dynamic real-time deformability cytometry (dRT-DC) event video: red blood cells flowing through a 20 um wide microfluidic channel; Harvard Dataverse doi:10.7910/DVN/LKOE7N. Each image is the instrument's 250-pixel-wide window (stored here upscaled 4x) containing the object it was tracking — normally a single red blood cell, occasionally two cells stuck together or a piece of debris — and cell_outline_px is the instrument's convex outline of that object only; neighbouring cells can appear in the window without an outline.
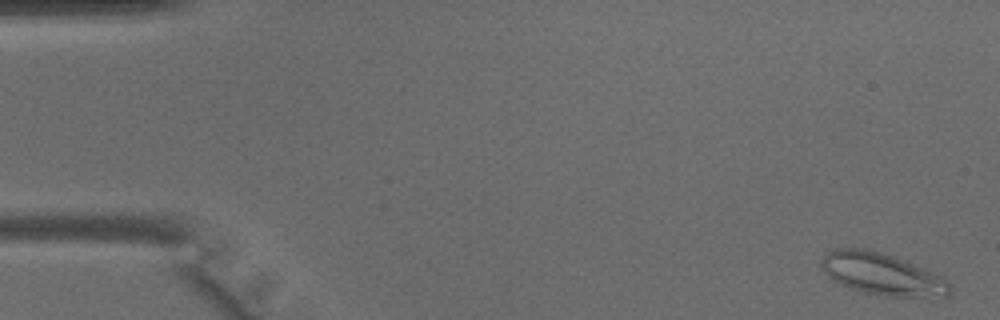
{"species": "common noctule bat (a hibernating species)", "species_latin": "Nyctalus noctula", "temperature_condition": "warm", "stored_images_in_passage": 45, "camera_frame_rate_fps": 3000, "um_per_image_px": 0.085, "animal": {"sex": "male", "body_mass_g": 15.6}, "frame": {"image": 1, "passage_image": 2, "time_ms": 0.333, "image_size_px": [1000, 320], "cell_outline_px": [[948, 296], [884, 296], [864, 292], [840, 284], [832, 280], [820, 268], [820, 260], [824, 252], [836, 248], [872, 248], [908, 260], [940, 276], [948, 284]], "centroid_in_image_um": [74.87, 23.24], "position_along_channel_um": 10.1, "area_um2": 31.56}}
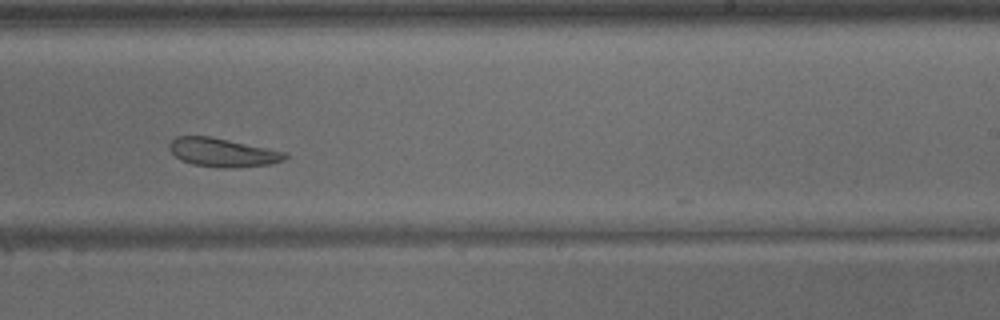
{"frame": {"image": 2, "passage_image": 28, "time_ms": 9.0, "image_size_px": [1000, 320], "cell_outline_px": [[288, 156], [284, 160], [272, 164], [236, 168], [220, 168], [192, 164], [180, 160], [168, 148], [168, 144], [176, 136], [212, 136], [284, 152]], "centroid_in_image_um": [18.9, 12.97], "position_along_channel_um": 270.1, "area_um2": 19.36}}
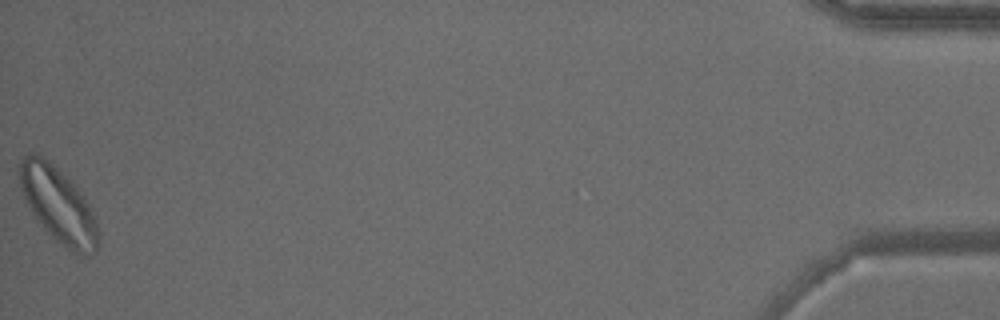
{"frame": {"image": 3, "passage_image": 45, "time_ms": 14.667, "image_size_px": [1000, 320], "cell_outline_px": [[100, 244], [92, 252], [84, 256], [68, 248], [56, 240], [36, 220], [24, 200], [20, 188], [16, 168], [16, 164], [28, 152], [36, 152], [48, 160], [84, 196], [96, 220], [100, 232]], "centroid_in_image_um": [4.89, 17.38], "position_along_channel_um": 430.3, "area_um2": 34.62}}